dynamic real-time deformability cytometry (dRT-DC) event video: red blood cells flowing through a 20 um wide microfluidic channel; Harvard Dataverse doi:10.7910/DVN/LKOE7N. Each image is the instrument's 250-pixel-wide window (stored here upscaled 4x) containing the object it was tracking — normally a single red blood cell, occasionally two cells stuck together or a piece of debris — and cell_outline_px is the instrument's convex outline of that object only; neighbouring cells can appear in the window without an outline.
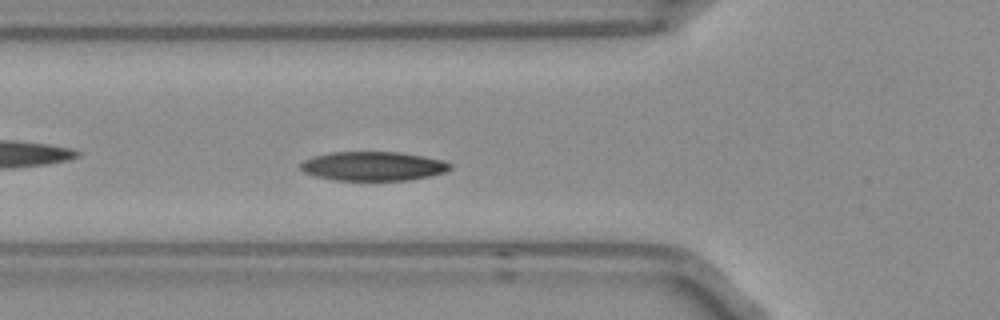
{"species": "Egyptian fruit bat (a non-hibernating species)", "species_latin": "Rousettus aegyptiacus", "temperature_condition": "room temperature", "stored_images_in_passage": 52, "camera_frame_rate_fps": 3000, "um_per_image_px": 0.085, "frame": {"image": 1, "passage_image": 16, "time_ms": 5.0, "image_size_px": [1000, 320], "cell_outline_px": [[452, 168], [444, 172], [428, 176], [408, 180], [332, 180], [316, 176], [304, 172], [300, 168], [300, 164], [304, 160], [312, 156], [332, 152], [396, 152], [420, 156], [440, 160], [452, 164]], "centroid_in_image_um": [31.66, 14.12], "position_along_channel_um": 94.1, "area_um2": 25.14}}
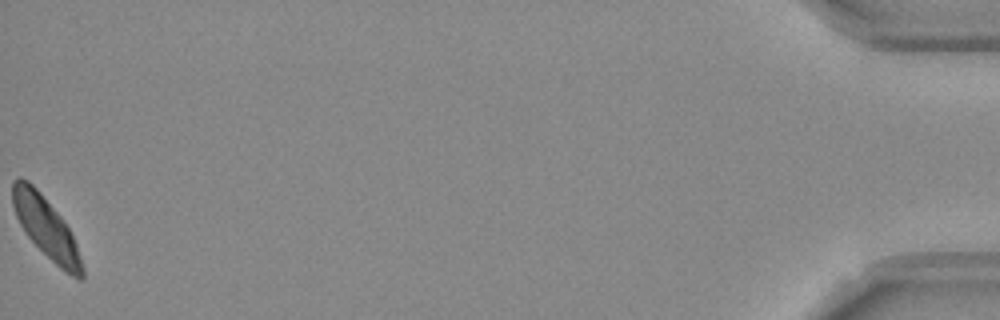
{"frame": {"image": 2, "passage_image": 52, "time_ms": 17.0, "image_size_px": [1000, 320], "cell_outline_px": [[84, 280], [80, 280], [64, 272], [28, 236], [20, 224], [16, 216], [12, 204], [12, 180], [16, 176], [20, 176], [28, 180], [36, 188], [60, 216], [68, 228], [76, 244], [84, 268]], "centroid_in_image_um": [3.9, 19.33], "position_along_channel_um": 431.3, "area_um2": 24.33}, "authors_computed_cell_mechanics": {"area_um2": 25.0274, "velocity_mm_per_s": 3.6775, "shape_relaxation_time_tau1_ms": 2.1853, "shape_relaxation_time_tau2_ms": null, "deformation_change_tau1": 0.0869, "deformation_change_tau2": null}}